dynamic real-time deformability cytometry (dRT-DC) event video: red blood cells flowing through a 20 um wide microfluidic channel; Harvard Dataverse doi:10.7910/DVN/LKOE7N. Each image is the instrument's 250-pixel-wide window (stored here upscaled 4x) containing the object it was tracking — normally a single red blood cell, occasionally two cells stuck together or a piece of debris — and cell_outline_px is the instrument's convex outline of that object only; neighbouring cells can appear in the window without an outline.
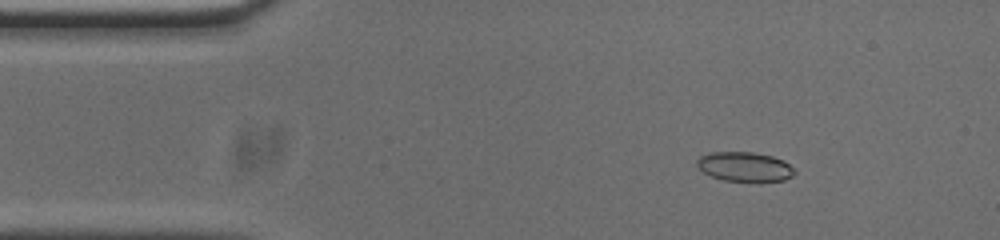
{"species": "common noctule bat (a hibernating species)", "species_latin": "Nyctalus noctula", "temperature_condition": "cold", "stored_images_in_passage": 53, "camera_frame_rate_fps": 3000, "um_per_image_px": 0.085, "animal": {"sex": "male", "body_mass_g": 20.0, "forearm_length_mm": 53.3}, "frame": {"image": 1, "passage_image": 7, "time_ms": 2.0, "image_size_px": [1000, 240], "cell_outline_px": [[796, 172], [792, 176], [784, 180], [760, 184], [724, 180], [712, 176], [696, 168], [696, 160], [700, 156], [712, 152], [756, 152], [772, 156], [784, 160]], "centroid_in_image_um": [63.31, 14.21], "position_along_channel_um": 21.7, "area_um2": 17.4}}
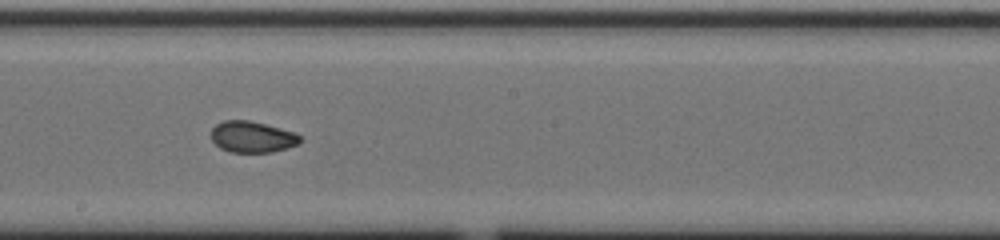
{"frame": {"image": 2, "passage_image": 28, "time_ms": 9.0, "image_size_px": [1000, 240], "cell_outline_px": [[300, 144], [288, 148], [272, 152], [228, 152], [220, 148], [212, 140], [212, 128], [216, 124], [224, 120], [248, 120], [296, 132], [300, 136]], "centroid_in_image_um": [21.45, 11.64], "position_along_channel_um": 226.7, "area_um2": 16.24}}
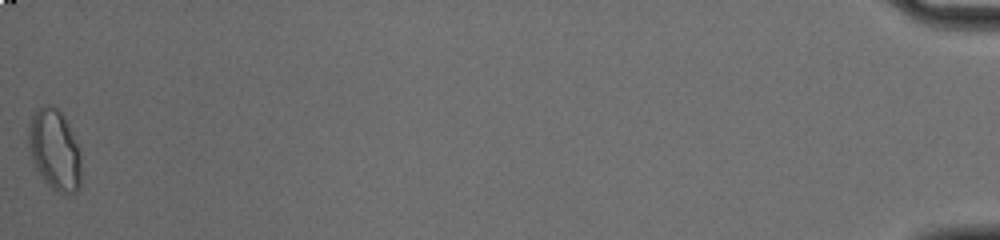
{"frame": {"image": 3, "passage_image": 53, "time_ms": 17.333, "image_size_px": [1000, 240], "cell_outline_px": [[80, 188], [76, 192], [68, 196], [64, 196], [52, 188], [40, 176], [32, 164], [28, 152], [28, 124], [36, 108], [44, 104], [52, 104], [64, 116], [80, 148]], "centroid_in_image_um": [4.62, 12.75], "position_along_channel_um": 430.6, "area_um2": 25.55}, "authors_computed_cell_mechanics": {"area_um2": 16.6464, "velocity_mm_per_s": 3.7817, "shape_relaxation_time_tau1_ms": null, "shape_relaxation_time_tau2_ms": 1.0325, "deformation_change_tau1": null, "deformation_change_tau2": 0.0371}}